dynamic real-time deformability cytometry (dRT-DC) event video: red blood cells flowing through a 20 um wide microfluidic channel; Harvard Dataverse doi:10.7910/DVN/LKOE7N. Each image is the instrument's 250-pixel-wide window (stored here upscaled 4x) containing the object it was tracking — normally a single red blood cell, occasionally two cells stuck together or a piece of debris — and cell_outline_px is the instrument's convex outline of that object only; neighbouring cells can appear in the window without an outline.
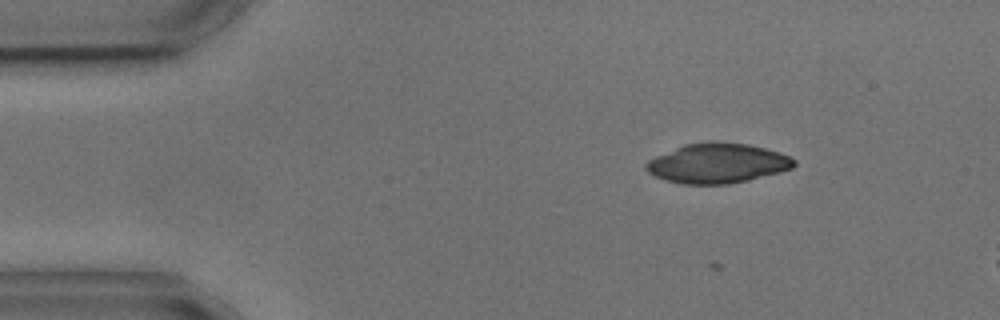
{"species": "common noctule bat (a hibernating species)", "species_latin": "Nyctalus noctula", "temperature_condition": "cold", "stored_images_in_passage": 4, "segment_of_instrument_passage": [1, 2], "camera_frame_rate_fps": 3000, "um_per_image_px": 0.085, "animal": {"sex": "male", "body_mass_g": 17.9, "forearm_length_mm": 54.2}, "frame": {"image": 1, "passage_image": 1, "time_ms": 0.0, "image_size_px": [1000, 320], "cell_outline_px": [[796, 164], [792, 168], [780, 172], [748, 180], [728, 184], [684, 184], [668, 180], [656, 176], [648, 172], [644, 168], [644, 164], [648, 160], [656, 156], [684, 144], [704, 140], [724, 140], [748, 144], [780, 152], [796, 160]], "centroid_in_image_um": [60.99, 13.85], "position_along_channel_um": 24.0, "area_um2": 34.68}}